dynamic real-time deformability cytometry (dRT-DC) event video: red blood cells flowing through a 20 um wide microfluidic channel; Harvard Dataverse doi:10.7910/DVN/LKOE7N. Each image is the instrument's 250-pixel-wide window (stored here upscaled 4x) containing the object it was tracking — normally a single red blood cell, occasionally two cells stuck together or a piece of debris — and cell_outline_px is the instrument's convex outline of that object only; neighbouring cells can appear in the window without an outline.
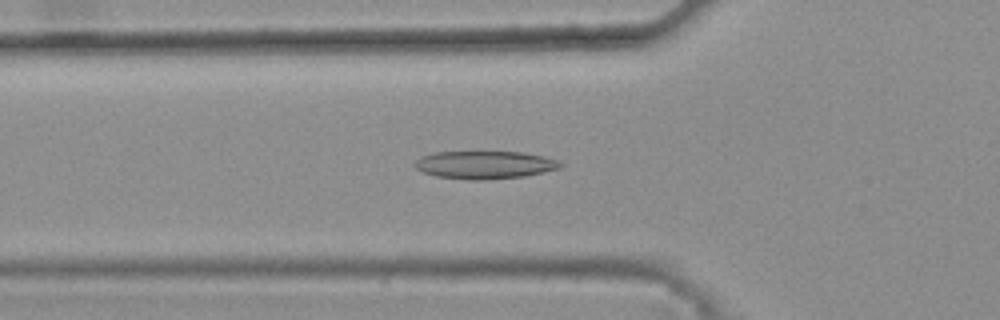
{"species": "common noctule bat (a hibernating species)", "species_latin": "Nyctalus noctula", "temperature_condition": "warm", "stored_images_in_passage": 46, "camera_frame_rate_fps": 3000, "um_per_image_px": 0.085, "animal": {"sex": "female", "body_mass_g": 25.1}, "frame": {"image": 1, "passage_image": 18, "time_ms": 5.667, "image_size_px": [1000, 320], "cell_outline_px": [[564, 164], [560, 168], [544, 172], [524, 176], [484, 180], [472, 180], [436, 176], [424, 172], [416, 168], [412, 164], [420, 156], [432, 152], [524, 152], [544, 156], [556, 160]], "centroid_in_image_um": [41.19, 14.01], "position_along_channel_um": 84.6, "area_um2": 23.7}}
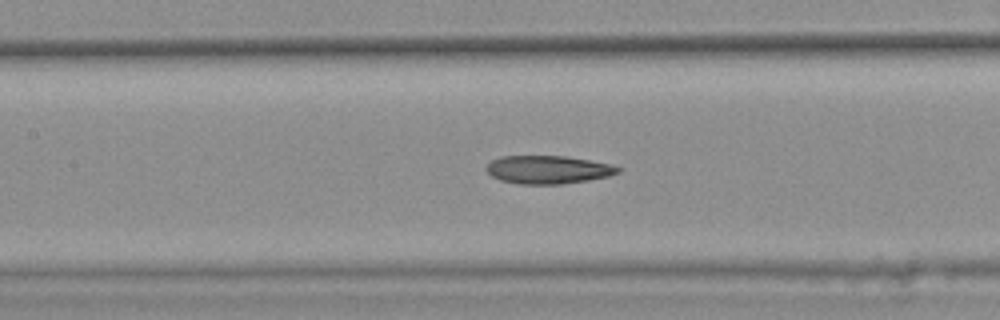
{"frame": {"image": 2, "passage_image": 24, "time_ms": 7.667, "image_size_px": [1000, 320], "cell_outline_px": [[624, 168], [620, 172], [608, 176], [588, 180], [564, 184], [516, 184], [500, 180], [492, 176], [484, 168], [492, 160], [500, 156], [564, 156], [612, 164]], "centroid_in_image_um": [46.59, 14.42], "position_along_channel_um": 160.8, "area_um2": 21.73}}
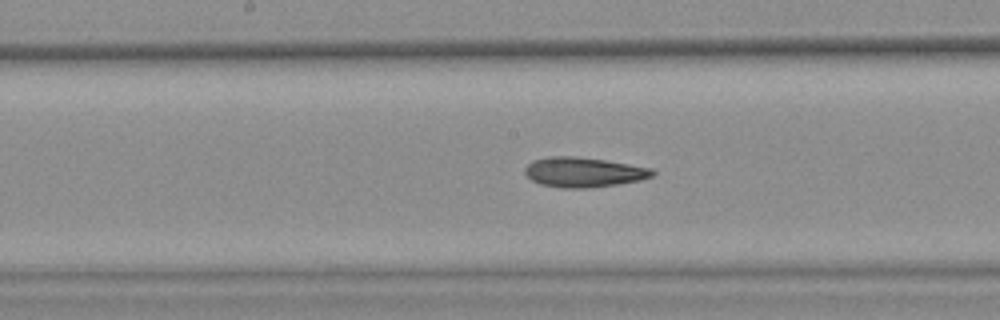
{"frame": {"image": 3, "passage_image": 27, "time_ms": 8.667, "image_size_px": [1000, 320], "cell_outline_px": [[656, 172], [652, 176], [640, 180], [592, 188], [560, 188], [540, 184], [532, 180], [524, 172], [524, 168], [532, 160], [548, 156], [576, 156], [604, 160], [652, 168]], "centroid_in_image_um": [49.58, 14.63], "position_along_channel_um": 198.6, "area_um2": 22.25}, "authors_computed_cell_mechanics": {"area_um2": 22.4553, "velocity_mm_per_s": 3.7866, "shape_relaxation_time_tau1_ms": null, "shape_relaxation_time_tau2_ms": 5.8289, "deformation_change_tau1": null, "deformation_change_tau2": 0.1417}}